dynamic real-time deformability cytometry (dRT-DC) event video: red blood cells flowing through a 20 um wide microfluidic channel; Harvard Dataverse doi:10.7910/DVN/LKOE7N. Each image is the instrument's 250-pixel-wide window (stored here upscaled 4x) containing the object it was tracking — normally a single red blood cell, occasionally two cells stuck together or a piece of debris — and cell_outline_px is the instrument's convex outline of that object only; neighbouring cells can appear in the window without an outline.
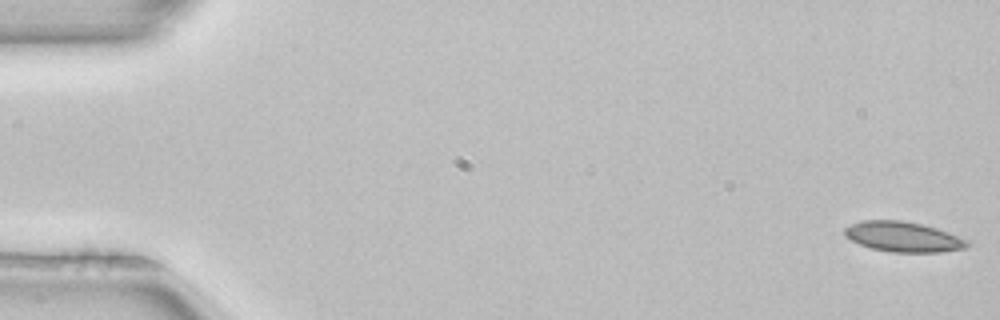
{"species": "common noctule bat (a hibernating species)", "species_latin": "Nyctalus noctula", "temperature_condition": "room temperature", "stored_images_in_passage": 4, "camera_frame_rate_fps": 3000, "um_per_image_px": 0.085, "animal": {"sex": "female", "body_mass_g": 22.7, "forearm_length_mm": 54.2}, "frame": {"image": 1, "passage_image": 1, "time_ms": 0.0, "image_size_px": [1000, 320], "cell_outline_px": [[972, 244], [968, 248], [940, 252], [892, 252], [872, 248], [860, 244], [844, 236], [844, 228], [860, 220], [904, 220], [936, 228], [948, 232], [968, 240]], "centroid_in_image_um": [76.8, 20.13], "position_along_channel_um": 8.2, "area_um2": 21.62}}
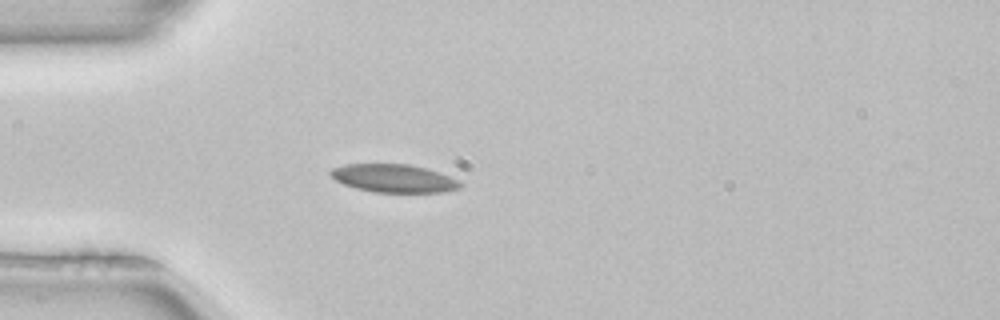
{"frame": {"image": 2, "passage_image": 4, "time_ms": 1.0, "image_size_px": [1000, 320], "cell_outline_px": [[464, 184], [460, 188], [444, 192], [372, 192], [356, 188], [344, 184], [336, 180], [328, 172], [332, 168], [344, 164], [408, 164], [440, 172], [460, 180]], "centroid_in_image_um": [33.5, 15.16], "position_along_channel_um": 51.5, "area_um2": 21.33}}